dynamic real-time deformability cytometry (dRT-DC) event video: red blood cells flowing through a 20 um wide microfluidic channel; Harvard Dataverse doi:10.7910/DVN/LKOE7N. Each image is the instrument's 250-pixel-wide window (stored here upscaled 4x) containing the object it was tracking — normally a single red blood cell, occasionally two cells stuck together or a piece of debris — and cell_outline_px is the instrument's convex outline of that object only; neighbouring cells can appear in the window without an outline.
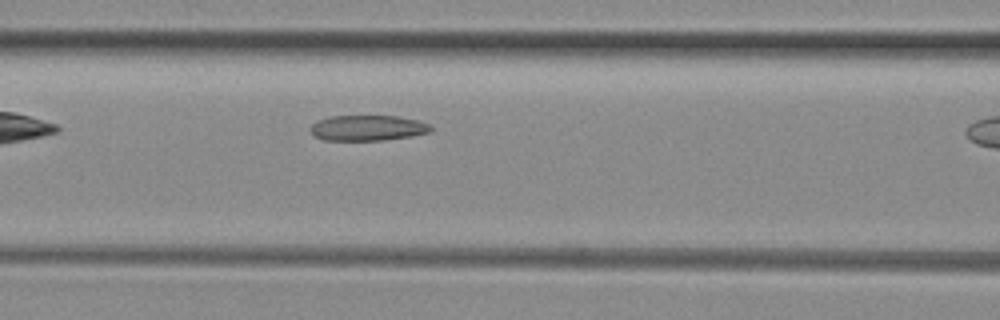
{"species": "common noctule bat (a hibernating species)", "species_latin": "Nyctalus noctula", "temperature_condition": "room temperature", "stored_images_in_passage": 8, "camera_frame_rate_fps": 3000, "um_per_image_px": 0.085, "animal": {"sex": "female", "body_mass_g": 29.2, "forearm_length_mm": 56.3}, "frame": {"image": 1, "passage_image": 7, "time_ms": 2.0, "image_size_px": [1000, 320], "cell_outline_px": [[432, 132], [412, 136], [384, 140], [324, 140], [316, 136], [308, 128], [312, 124], [320, 120], [332, 116], [396, 116], [416, 120], [428, 124], [432, 128]], "centroid_in_image_um": [31.27, 10.88], "position_along_channel_um": 135.3, "area_um2": 17.74}}